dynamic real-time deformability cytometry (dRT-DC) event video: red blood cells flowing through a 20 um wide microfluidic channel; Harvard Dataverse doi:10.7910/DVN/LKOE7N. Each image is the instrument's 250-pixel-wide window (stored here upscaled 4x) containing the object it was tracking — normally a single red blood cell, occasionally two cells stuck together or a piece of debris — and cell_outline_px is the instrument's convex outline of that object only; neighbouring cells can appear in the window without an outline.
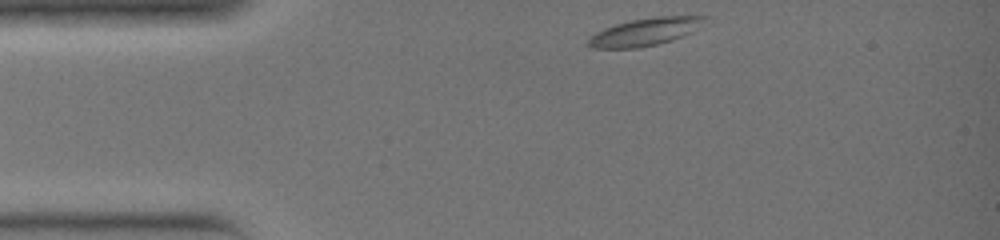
{"species": "common noctule bat (a hibernating species)", "species_latin": "Nyctalus noctula", "temperature_condition": "warm", "stored_images_in_passage": 26, "camera_frame_rate_fps": 3000, "um_per_image_px": 0.085, "animal": {"sex": "female", "body_mass_g": 19.0, "forearm_length_mm": 51.5}, "frame": {"image": 1, "passage_image": 1, "time_ms": 0.0, "image_size_px": [1000, 240], "cell_outline_px": [[704, 16], [692, 32], [672, 40], [656, 44], [636, 48], [592, 48], [588, 44], [588, 36], [604, 28], [616, 24], [632, 20], [656, 16]], "centroid_in_image_um": [54.72, 2.72], "position_along_channel_um": 30.3, "area_um2": 18.21}}
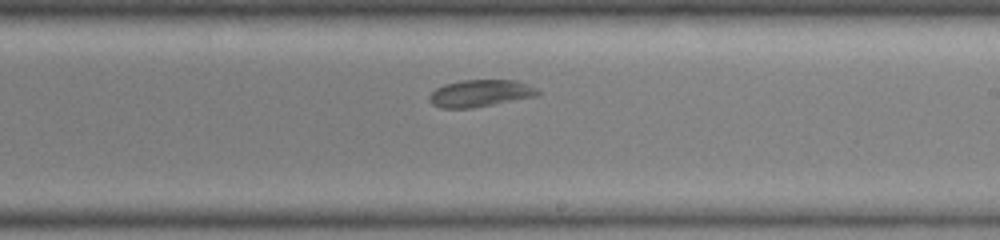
{"frame": {"image": 2, "passage_image": 16, "time_ms": 5.0, "image_size_px": [1000, 240], "cell_outline_px": [[540, 96], [472, 108], [440, 108], [432, 104], [428, 100], [428, 96], [436, 88], [444, 84], [460, 80], [516, 80], [528, 84], [536, 88], [540, 92]], "centroid_in_image_um": [40.83, 7.93], "position_along_channel_um": 248.2, "area_um2": 17.34}}
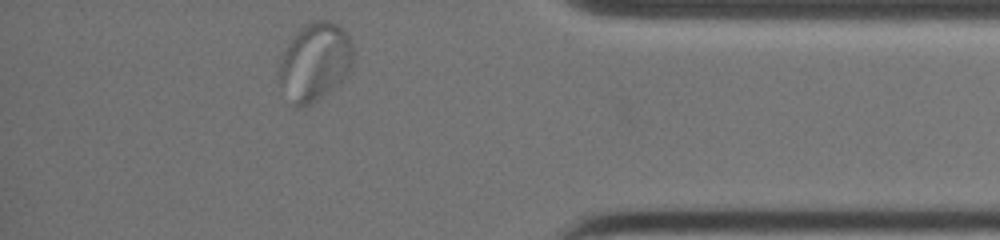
{"frame": {"image": 3, "passage_image": 26, "time_ms": 8.333, "image_size_px": [1000, 240], "cell_outline_px": [[352, 64], [340, 84], [316, 100], [300, 108], [296, 108], [280, 80], [276, 72], [284, 52], [292, 36], [304, 24], [312, 20], [328, 20], [344, 28], [352, 44]], "centroid_in_image_um": [26.77, 5.21], "position_along_channel_um": 408.4, "area_um2": 33.41}}